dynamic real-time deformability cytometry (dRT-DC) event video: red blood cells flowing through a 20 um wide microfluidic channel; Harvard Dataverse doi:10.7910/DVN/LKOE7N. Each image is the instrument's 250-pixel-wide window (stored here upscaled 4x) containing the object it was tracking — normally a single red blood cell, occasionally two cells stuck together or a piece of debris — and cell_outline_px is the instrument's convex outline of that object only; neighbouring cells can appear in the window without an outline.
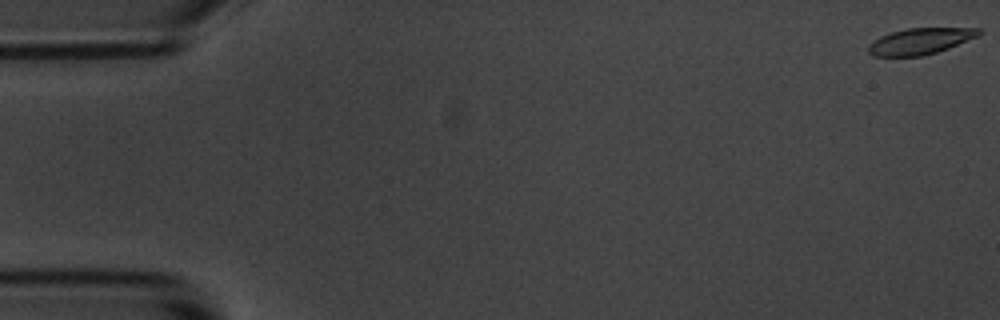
{"species": "common noctule bat (a hibernating species)", "species_latin": "Nyctalus noctula", "temperature_condition": "room temperature", "stored_images_in_passage": 13, "camera_frame_rate_fps": 3000, "um_per_image_px": 0.085, "animal": {"sex": "male", "body_mass_g": 20.1, "forearm_length_mm": 53.5}, "frame": {"image": 1, "passage_image": 1, "time_ms": 0.0, "image_size_px": [1000, 320], "cell_outline_px": [[984, 32], [980, 36], [948, 48], [936, 52], [920, 56], [872, 56], [868, 52], [868, 44], [880, 36], [892, 32], [908, 28], [980, 28]], "centroid_in_image_um": [78.24, 3.49], "position_along_channel_um": 6.8, "area_um2": 16.94}}